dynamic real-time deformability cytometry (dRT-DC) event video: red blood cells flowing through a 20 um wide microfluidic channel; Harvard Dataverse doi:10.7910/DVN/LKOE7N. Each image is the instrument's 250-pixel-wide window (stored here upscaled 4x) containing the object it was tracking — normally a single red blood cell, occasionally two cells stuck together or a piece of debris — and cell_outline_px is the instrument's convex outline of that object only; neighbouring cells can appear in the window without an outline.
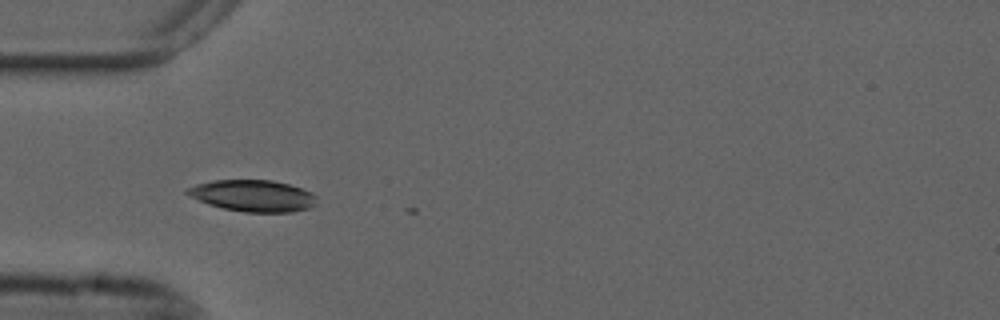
{"species": "common noctule bat (a hibernating species)", "species_latin": "Nyctalus noctula", "temperature_condition": "cold", "stored_images_in_passage": 5, "camera_frame_rate_fps": 3000, "um_per_image_px": 0.085, "animal": {"sex": "male", "forearm_length_mm": 52.5}, "frame": {"image": 1, "passage_image": 1, "time_ms": 0.0, "image_size_px": [1000, 320], "cell_outline_px": [[316, 204], [308, 208], [292, 212], [244, 212], [224, 208], [208, 204], [188, 196], [184, 192], [188, 188], [196, 184], [212, 180], [272, 180], [288, 184], [312, 192], [316, 196]], "centroid_in_image_um": [21.48, 16.63], "position_along_channel_um": 63.5, "area_um2": 23.81}}
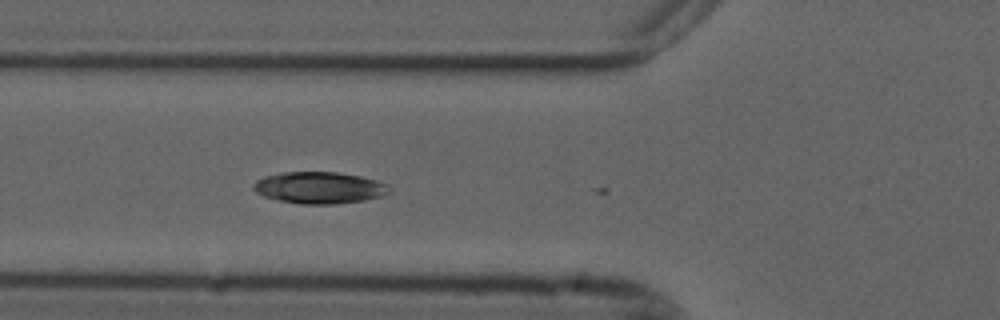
{"frame": {"image": 2, "passage_image": 4, "time_ms": 1.0, "image_size_px": [1000, 320], "cell_outline_px": [[392, 192], [380, 196], [364, 200], [336, 204], [304, 204], [276, 200], [264, 196], [256, 192], [252, 188], [252, 184], [256, 180], [264, 176], [284, 172], [336, 172], [360, 176], [376, 180], [388, 184], [392, 188]], "centroid_in_image_um": [27.15, 15.95], "position_along_channel_um": 98.6, "area_um2": 25.26}}